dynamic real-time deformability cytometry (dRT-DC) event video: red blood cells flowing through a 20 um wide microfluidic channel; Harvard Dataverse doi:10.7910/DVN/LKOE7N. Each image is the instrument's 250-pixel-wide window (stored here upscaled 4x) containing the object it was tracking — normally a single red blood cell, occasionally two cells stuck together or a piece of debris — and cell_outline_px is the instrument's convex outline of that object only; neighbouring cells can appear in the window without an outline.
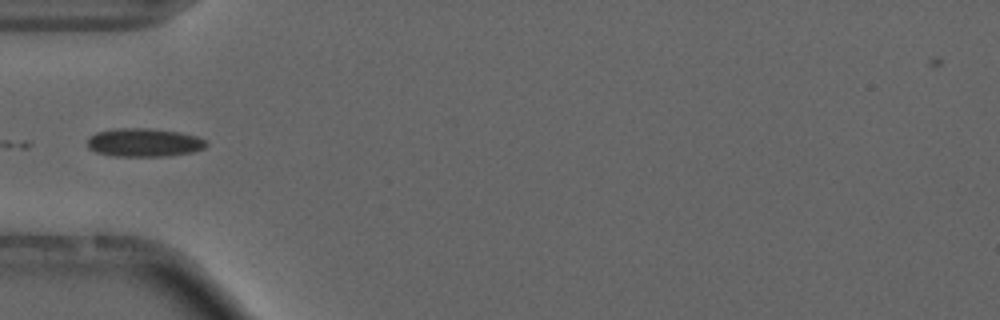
{"species": "common noctule bat (a hibernating species)", "species_latin": "Nyctalus noctula", "temperature_condition": "cold", "stored_images_in_passage": 38, "camera_frame_rate_fps": 3000, "um_per_image_px": 0.085, "animal": {"sex": "male", "forearm_length_mm": 52.5}, "frame": {"image": 1, "passage_image": 1, "time_ms": 0.0, "image_size_px": [1000, 320], "cell_outline_px": [[208, 144], [204, 148], [192, 152], [168, 156], [112, 156], [96, 152], [88, 148], [88, 136], [96, 132], [116, 128], [148, 128], [180, 132], [196, 136], [208, 140]], "centroid_in_image_um": [12.25, 12.11], "position_along_channel_um": 72.8, "area_um2": 19.88}}